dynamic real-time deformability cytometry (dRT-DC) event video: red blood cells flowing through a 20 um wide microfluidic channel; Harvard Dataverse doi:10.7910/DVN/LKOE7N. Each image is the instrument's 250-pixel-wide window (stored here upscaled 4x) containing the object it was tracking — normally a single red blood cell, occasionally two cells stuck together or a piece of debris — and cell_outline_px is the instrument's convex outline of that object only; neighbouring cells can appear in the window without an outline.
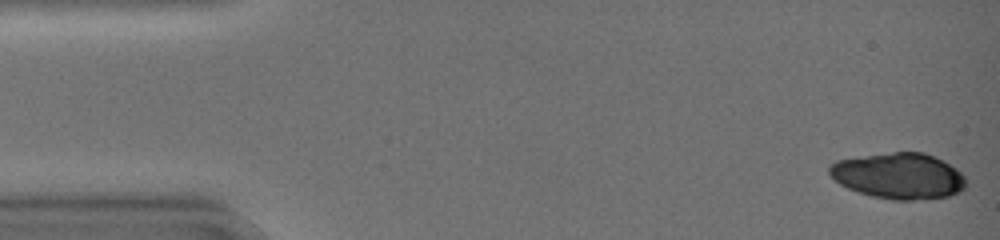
{"species": "common noctule bat (a hibernating species)", "species_latin": "Nyctalus noctula", "temperature_condition": "warm", "stored_images_in_passage": 13, "camera_frame_rate_fps": 3000, "um_per_image_px": 0.085, "animal": {"sex": "female", "body_mass_g": 19.0, "forearm_length_mm": 51.5}, "frame": {"image": 1, "passage_image": 1, "time_ms": 0.0, "image_size_px": [1000, 240], "cell_outline_px": [[964, 188], [960, 192], [948, 196], [912, 200], [892, 200], [872, 196], [848, 188], [840, 184], [828, 172], [828, 168], [836, 160], [896, 152], [924, 152], [956, 168], [964, 176]], "centroid_in_image_um": [76.39, 14.96], "position_along_channel_um": 8.6, "area_um2": 36.01}}